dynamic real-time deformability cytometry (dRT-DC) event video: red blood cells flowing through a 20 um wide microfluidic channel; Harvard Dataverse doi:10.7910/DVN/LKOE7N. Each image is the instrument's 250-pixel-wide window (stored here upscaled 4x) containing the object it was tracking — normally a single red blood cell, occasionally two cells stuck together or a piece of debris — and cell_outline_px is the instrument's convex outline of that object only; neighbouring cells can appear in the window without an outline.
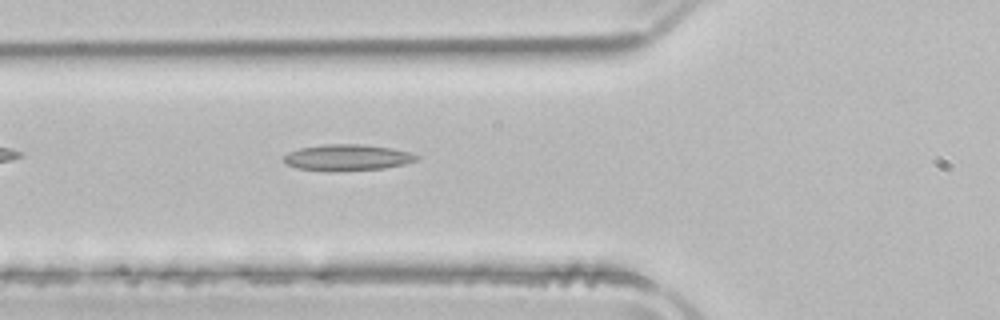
{"species": "common noctule bat (a hibernating species)", "species_latin": "Nyctalus noctula", "temperature_condition": "room temperature", "stored_images_in_passage": 37, "camera_frame_rate_fps": 3000, "um_per_image_px": 0.085, "animal": {"sex": "male", "body_mass_g": 21.5, "forearm_length_mm": 52.0}, "frame": {"image": 1, "passage_image": 4, "time_ms": 1.0, "image_size_px": [1000, 320], "cell_outline_px": [[420, 156], [416, 160], [404, 164], [384, 168], [296, 168], [288, 164], [284, 160], [284, 156], [288, 152], [300, 148], [324, 144], [364, 144], [392, 148], [408, 152]], "centroid_in_image_um": [29.56, 13.32], "position_along_channel_um": 96.2, "area_um2": 19.07}}
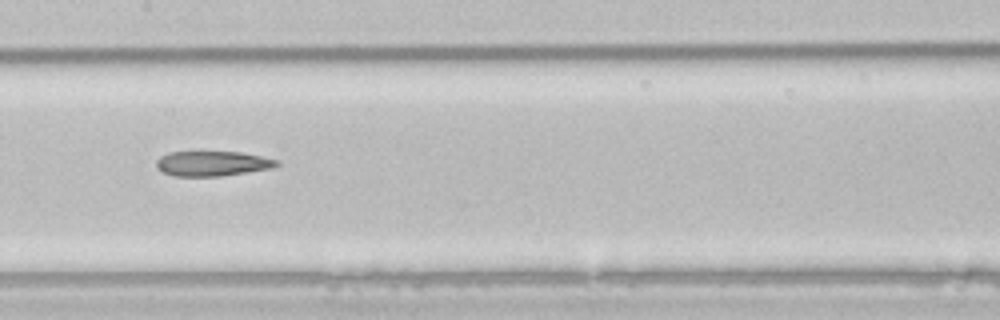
{"frame": {"image": 2, "passage_image": 11, "time_ms": 3.333, "image_size_px": [1000, 320], "cell_outline_px": [[280, 164], [272, 168], [220, 176], [172, 176], [156, 168], [156, 160], [160, 156], [168, 152], [244, 152], [280, 160]], "centroid_in_image_um": [18.06, 13.89], "position_along_channel_um": 189.3, "area_um2": 17.63}}
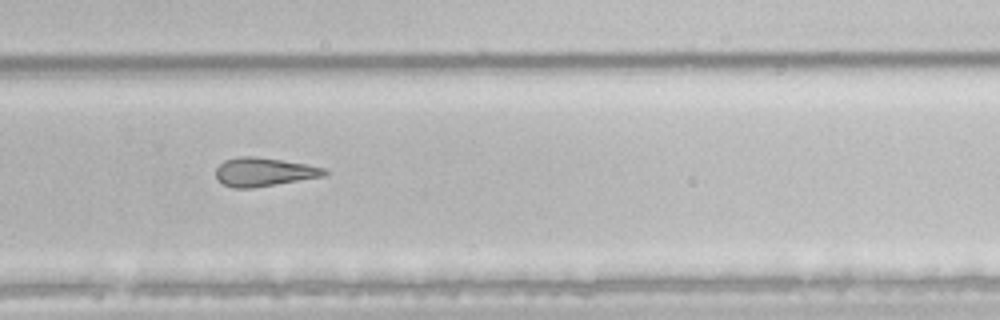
{"frame": {"image": 3, "passage_image": 20, "time_ms": 6.333, "image_size_px": [1000, 320], "cell_outline_px": [[332, 172], [324, 176], [252, 188], [232, 188], [216, 180], [216, 168], [224, 160], [236, 156], [252, 156], [308, 164], [324, 168]], "centroid_in_image_um": [22.43, 14.61], "position_along_channel_um": 307.4, "area_um2": 18.21}}